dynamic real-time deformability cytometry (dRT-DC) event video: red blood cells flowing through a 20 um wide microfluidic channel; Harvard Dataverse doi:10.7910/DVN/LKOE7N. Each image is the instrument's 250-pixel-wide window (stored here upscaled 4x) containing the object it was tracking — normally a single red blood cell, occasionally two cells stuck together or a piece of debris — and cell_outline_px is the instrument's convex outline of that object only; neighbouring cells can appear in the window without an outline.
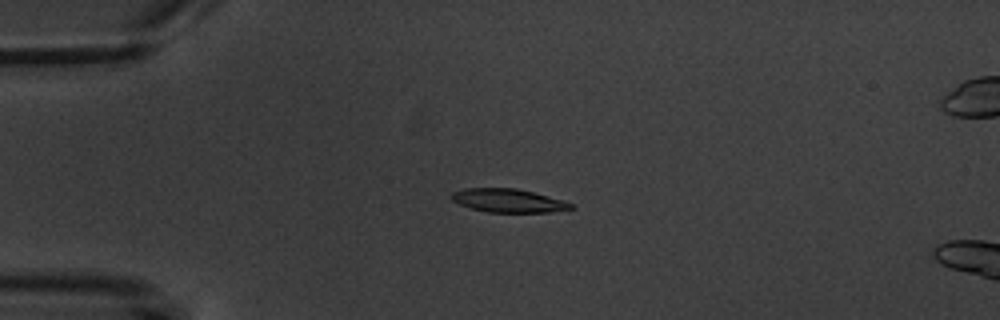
{"species": "common noctule bat (a hibernating species)", "species_latin": "Nyctalus noctula", "temperature_condition": "warm", "stored_images_in_passage": 4, "camera_frame_rate_fps": 3000, "um_per_image_px": 0.085, "animal": {"sex": "male", "body_mass_g": 20.1, "forearm_length_mm": 53.5}, "frame": {"image": 1, "passage_image": 2, "time_ms": 1.333, "image_size_px": [1000, 320], "cell_outline_px": [[576, 208], [548, 212], [488, 212], [472, 208], [460, 204], [452, 200], [448, 196], [452, 192], [464, 188], [516, 188], [564, 200], [572, 204]], "centroid_in_image_um": [43.18, 17.04], "position_along_channel_um": 41.8, "area_um2": 16.3}}